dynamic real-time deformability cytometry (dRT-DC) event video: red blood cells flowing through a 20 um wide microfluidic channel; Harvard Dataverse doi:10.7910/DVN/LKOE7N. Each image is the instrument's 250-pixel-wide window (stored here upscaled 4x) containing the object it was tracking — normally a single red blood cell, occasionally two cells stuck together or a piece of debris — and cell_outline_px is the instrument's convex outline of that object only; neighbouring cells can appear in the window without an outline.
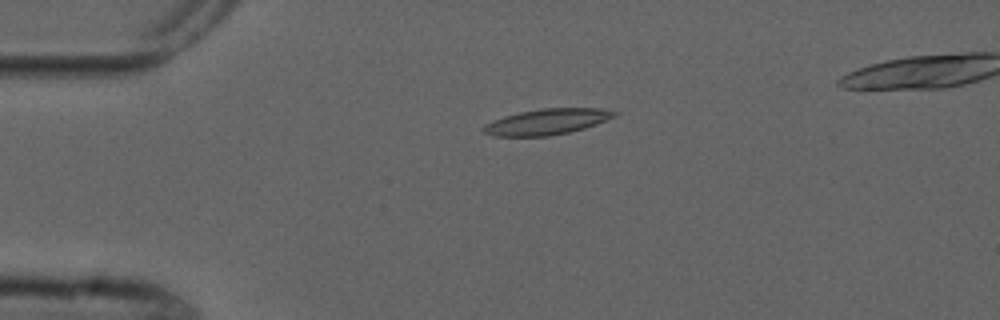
{"species": "common noctule bat (a hibernating species)", "species_latin": "Nyctalus noctula", "temperature_condition": "cold", "stored_images_in_passage": 3, "camera_frame_rate_fps": 3000, "um_per_image_px": 0.085, "animal": {"sex": "male", "forearm_length_mm": 52.5}, "frame": {"image": 1, "passage_image": 1, "time_ms": 0.0, "image_size_px": [1000, 320], "cell_outline_px": [[620, 112], [616, 116], [596, 124], [584, 128], [568, 132], [548, 136], [492, 136], [484, 132], [480, 128], [484, 124], [504, 116], [520, 112], [540, 108], [604, 108]], "centroid_in_image_um": [46.5, 10.34], "position_along_channel_um": 38.5, "area_um2": 19.77}}